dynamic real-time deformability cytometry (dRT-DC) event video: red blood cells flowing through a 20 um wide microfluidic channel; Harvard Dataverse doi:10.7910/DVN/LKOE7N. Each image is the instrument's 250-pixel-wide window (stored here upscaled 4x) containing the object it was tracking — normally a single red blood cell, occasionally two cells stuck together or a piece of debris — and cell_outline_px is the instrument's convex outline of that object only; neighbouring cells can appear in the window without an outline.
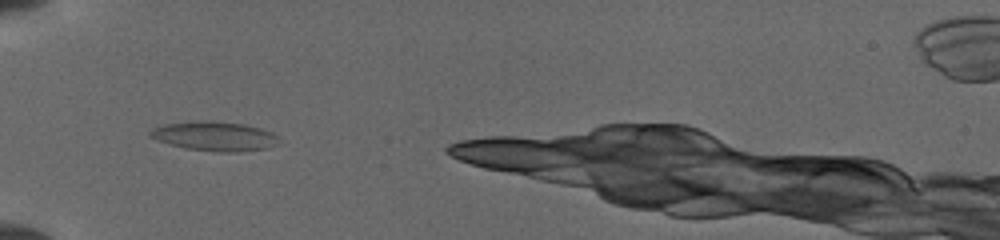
{"species": "common noctule bat (a hibernating species)", "species_latin": "Nyctalus noctula", "temperature_condition": "cold", "stored_images_in_passage": 12, "segment_of_instrument_passage": [1, 2], "camera_frame_rate_fps": 3000, "um_per_image_px": 0.085, "animal": {"sex": "female", "body_mass_g": 19.5, "forearm_length_mm": 54.1}, "frame": {"image": 1, "passage_image": 4, "time_ms": 2.0, "image_size_px": [1000, 240], "cell_outline_px": [[276, 144], [268, 148], [232, 152], [220, 152], [184, 148], [148, 136], [148, 132], [152, 128], [164, 124], [200, 120], [212, 120], [244, 124], [260, 128], [272, 132], [276, 136]], "centroid_in_image_um": [18.21, 11.56], "position_along_channel_um": 66.8, "area_um2": 21.85}}
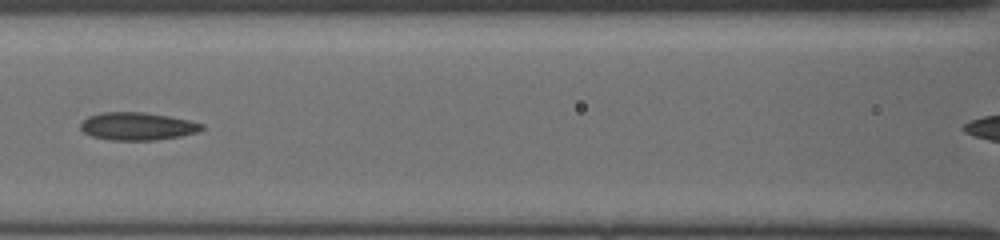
{"frame": {"image": 2, "passage_image": 8, "time_ms": 4.333, "image_size_px": [1000, 240], "cell_outline_px": [[204, 128], [200, 132], [180, 136], [156, 140], [112, 140], [92, 136], [84, 132], [80, 128], [80, 124], [88, 116], [100, 112], [144, 112], [168, 116], [188, 120], [204, 124]], "centroid_in_image_um": [11.69, 10.73], "position_along_channel_um": 154.9, "area_um2": 19.65}}
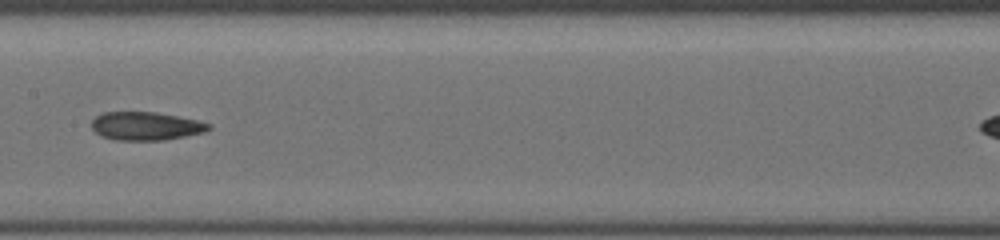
{"frame": {"image": 3, "passage_image": 10, "time_ms": 5.333, "image_size_px": [1000, 240], "cell_outline_px": [[212, 128], [204, 132], [164, 140], [112, 140], [96, 132], [92, 128], [92, 120], [100, 112], [156, 112], [196, 120], [212, 124]], "centroid_in_image_um": [12.39, 10.71], "position_along_channel_um": 195.0, "area_um2": 19.25}}